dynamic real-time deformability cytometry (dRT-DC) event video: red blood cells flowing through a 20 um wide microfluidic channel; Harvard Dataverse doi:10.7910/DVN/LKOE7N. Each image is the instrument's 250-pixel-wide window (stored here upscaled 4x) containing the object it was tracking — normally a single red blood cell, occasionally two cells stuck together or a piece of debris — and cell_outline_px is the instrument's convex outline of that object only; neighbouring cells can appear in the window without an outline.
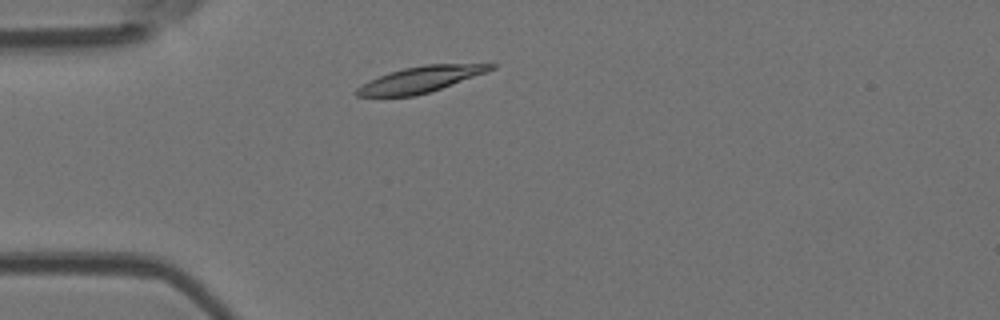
{"species": "Egyptian fruit bat (a non-hibernating species)", "species_latin": "Rousettus aegyptiacus", "temperature_condition": "room temperature", "stored_images_in_passage": 3, "camera_frame_rate_fps": 3000, "um_per_image_px": 0.085, "animal": {"sex": "female"}, "frame": {"image": 1, "passage_image": 2, "time_ms": 1.333, "image_size_px": [1000, 320], "cell_outline_px": [[496, 68], [488, 72], [428, 92], [412, 96], [356, 96], [352, 92], [356, 88], [368, 80], [404, 68], [424, 64], [496, 64]], "centroid_in_image_um": [35.72, 6.75], "position_along_channel_um": 49.3, "area_um2": 20.06}}